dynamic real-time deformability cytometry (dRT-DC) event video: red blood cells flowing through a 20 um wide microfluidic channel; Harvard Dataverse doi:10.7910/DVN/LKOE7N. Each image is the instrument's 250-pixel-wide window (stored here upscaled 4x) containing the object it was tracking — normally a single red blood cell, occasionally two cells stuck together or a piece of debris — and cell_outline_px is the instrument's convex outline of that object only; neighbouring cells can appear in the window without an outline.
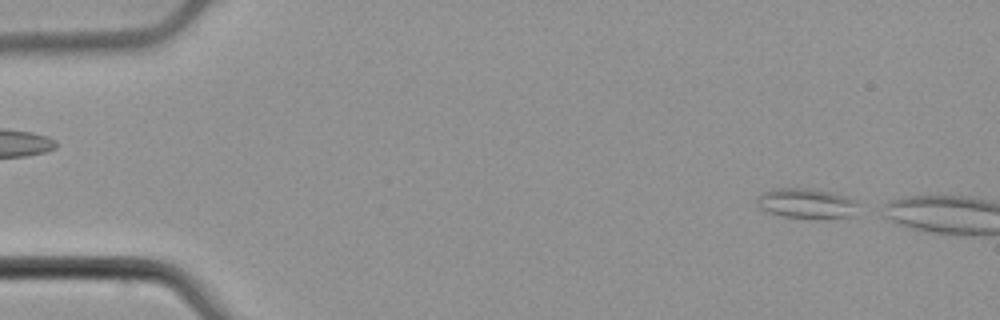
{"species": "common noctule bat (a hibernating species)", "species_latin": "Nyctalus noctula", "temperature_condition": "cold", "stored_images_in_passage": 4, "camera_frame_rate_fps": 3000, "um_per_image_px": 0.085, "animal": {"sex": "male", "body_mass_g": 21.5, "forearm_length_mm": 52.0}, "frame": {"image": 1, "passage_image": 4, "time_ms": 1.0, "image_size_px": [1000, 320], "cell_outline_px": [[856, 204], [852, 216], [828, 220], [820, 220], [784, 216], [764, 212], [756, 204], [756, 196], [760, 192], [776, 188], [812, 188], [844, 196], [856, 200]], "centroid_in_image_um": [68.48, 17.31], "position_along_channel_um": 16.5, "area_um2": 18.21}}